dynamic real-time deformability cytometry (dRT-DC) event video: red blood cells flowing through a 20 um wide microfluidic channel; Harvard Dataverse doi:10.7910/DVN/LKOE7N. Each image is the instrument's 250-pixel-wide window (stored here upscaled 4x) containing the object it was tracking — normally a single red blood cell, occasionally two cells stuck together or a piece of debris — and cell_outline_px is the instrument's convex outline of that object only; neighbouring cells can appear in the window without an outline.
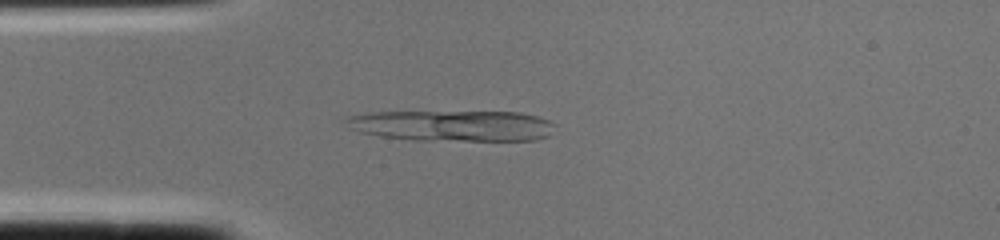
{"species": "common noctule bat (a hibernating species)", "species_latin": "Nyctalus noctula", "temperature_condition": "cold", "stored_images_in_passage": 1, "camera_frame_rate_fps": 3000, "um_per_image_px": 0.085, "animal": {"sex": "female", "body_mass_g": 22.0, "forearm_length_mm": 56.7}, "frame": {"image": 1, "passage_image": 1, "time_ms": 0.0, "image_size_px": [1000, 240], "cell_outline_px": [[556, 124], [548, 136], [536, 140], [412, 140], [380, 136], [360, 132], [348, 128], [344, 120], [348, 116], [372, 112], [520, 112], [536, 116], [548, 120]], "centroid_in_image_um": [38.43, 10.68], "position_along_channel_um": 46.6, "area_um2": 37.63}}